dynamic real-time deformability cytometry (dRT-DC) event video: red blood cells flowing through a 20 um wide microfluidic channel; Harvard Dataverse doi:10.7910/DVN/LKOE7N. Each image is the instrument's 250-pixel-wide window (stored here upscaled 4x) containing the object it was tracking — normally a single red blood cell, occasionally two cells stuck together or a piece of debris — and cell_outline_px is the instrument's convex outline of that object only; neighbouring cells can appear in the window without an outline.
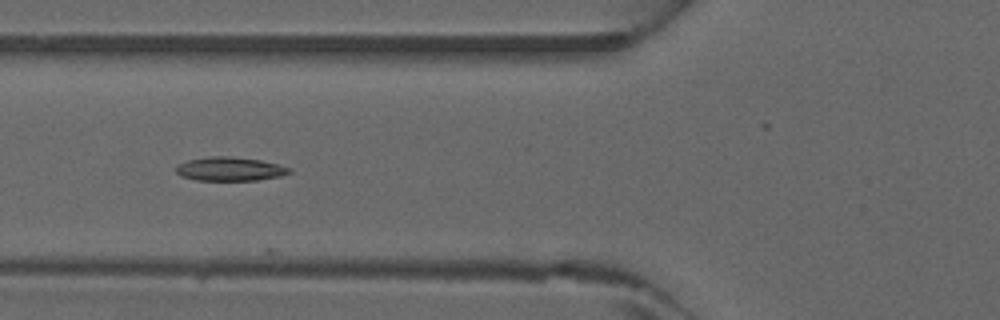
{"species": "common noctule bat (a hibernating species)", "species_latin": "Nyctalus noctula", "temperature_condition": "warm", "stored_images_in_passage": 6, "camera_frame_rate_fps": 3000, "um_per_image_px": 0.085, "animal": {"sex": "male", "forearm_length_mm": 52.5}, "frame": {"image": 1, "passage_image": 5, "time_ms": 1.333, "image_size_px": [1000, 320], "cell_outline_px": [[292, 172], [280, 176], [256, 180], [196, 180], [180, 176], [176, 172], [176, 164], [188, 160], [212, 156], [232, 156], [260, 160], [292, 168]], "centroid_in_image_um": [19.52, 14.36], "position_along_channel_um": 106.3, "area_um2": 15.72}}